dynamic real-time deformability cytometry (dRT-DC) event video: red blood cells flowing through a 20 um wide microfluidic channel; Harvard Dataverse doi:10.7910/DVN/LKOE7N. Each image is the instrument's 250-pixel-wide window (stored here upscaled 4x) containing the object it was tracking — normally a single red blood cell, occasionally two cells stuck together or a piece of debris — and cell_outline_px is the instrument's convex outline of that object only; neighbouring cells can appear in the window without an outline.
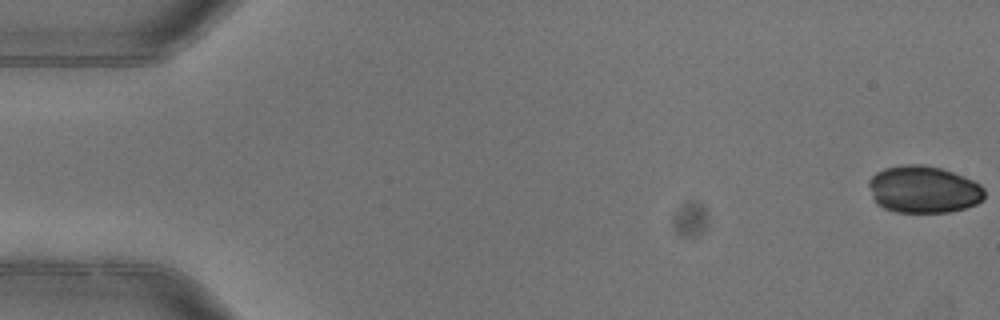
{"species": "common noctule bat (a hibernating species)", "species_latin": "Nyctalus noctula", "temperature_condition": "warm", "stored_images_in_passage": 5, "camera_frame_rate_fps": 3000, "um_per_image_px": 0.085, "animal": {"sex": "female"}, "frame": {"image": 1, "passage_image": 1, "time_ms": 0.0, "image_size_px": [1000, 320], "cell_outline_px": [[984, 200], [976, 204], [964, 208], [948, 212], [896, 212], [884, 208], [876, 204], [872, 196], [868, 184], [868, 180], [876, 172], [884, 168], [904, 164], [924, 164], [940, 168], [952, 172], [972, 180], [980, 184], [984, 188]], "centroid_in_image_um": [78.48, 16.1], "position_along_channel_um": 6.5, "area_um2": 31.91}}
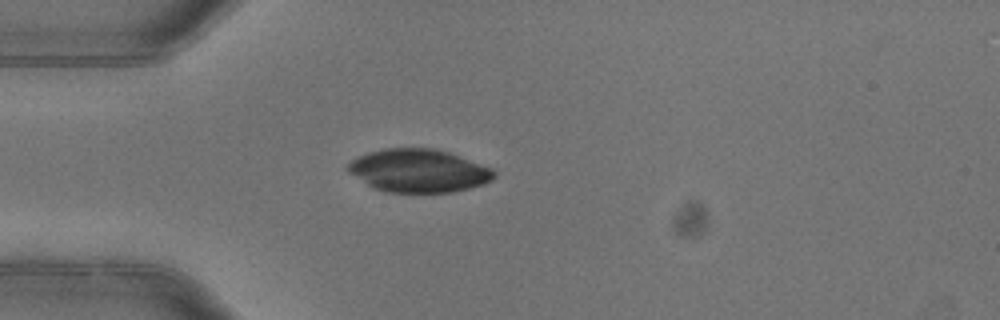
{"frame": {"image": 2, "passage_image": 5, "time_ms": 1.333, "image_size_px": [1000, 320], "cell_outline_px": [[496, 176], [492, 180], [484, 184], [452, 192], [388, 192], [372, 188], [348, 172], [348, 164], [356, 156], [368, 152], [384, 148], [432, 148], [448, 152], [492, 168], [496, 172]], "centroid_in_image_um": [35.57, 14.51], "position_along_channel_um": 49.4, "area_um2": 36.7}}